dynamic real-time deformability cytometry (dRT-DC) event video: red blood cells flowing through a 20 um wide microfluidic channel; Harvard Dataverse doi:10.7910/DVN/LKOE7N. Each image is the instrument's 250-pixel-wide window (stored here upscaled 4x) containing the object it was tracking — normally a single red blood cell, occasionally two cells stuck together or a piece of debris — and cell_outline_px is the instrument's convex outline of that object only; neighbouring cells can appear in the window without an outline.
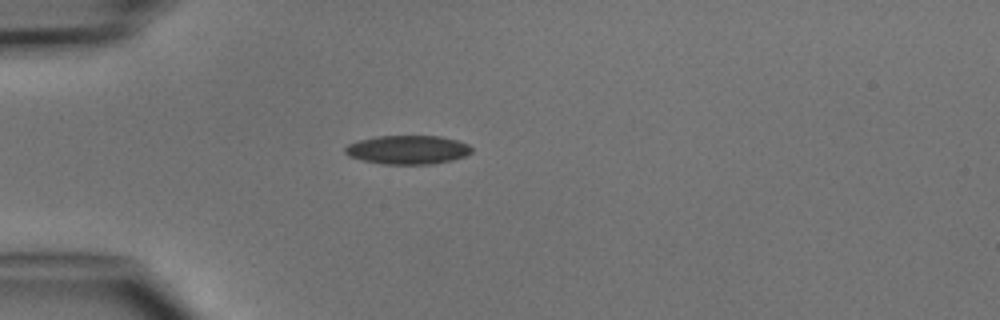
{"species": "common noctule bat (a hibernating species)", "species_latin": "Nyctalus noctula", "temperature_condition": "cold", "stored_images_in_passage": 1, "camera_frame_rate_fps": 3000, "um_per_image_px": 0.085, "animal": {"sex": "male", "body_mass_g": 15.6}, "frame": {"image": 1, "passage_image": 1, "time_ms": 0.0, "image_size_px": [1000, 320], "cell_outline_px": [[472, 152], [464, 156], [452, 160], [432, 164], [384, 164], [364, 160], [348, 156], [344, 152], [344, 148], [348, 144], [360, 140], [376, 136], [440, 136], [456, 140], [468, 144], [472, 148]], "centroid_in_image_um": [34.65, 12.73], "position_along_channel_um": 50.3, "area_um2": 21.15}}